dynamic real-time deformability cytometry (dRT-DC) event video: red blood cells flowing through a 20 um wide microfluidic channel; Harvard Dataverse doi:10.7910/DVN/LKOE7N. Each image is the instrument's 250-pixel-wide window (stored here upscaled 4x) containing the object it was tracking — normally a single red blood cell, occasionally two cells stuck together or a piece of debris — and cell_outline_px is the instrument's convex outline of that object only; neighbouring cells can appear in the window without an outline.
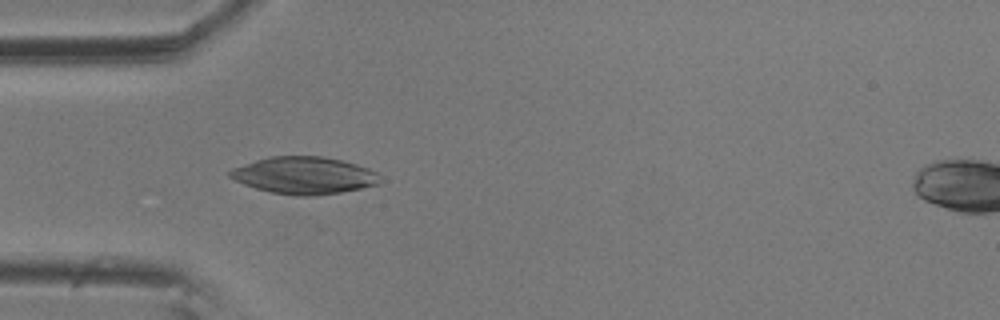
{"species": "common noctule bat (a hibernating species)", "species_latin": "Nyctalus noctula", "temperature_condition": "room temperature", "stored_images_in_passage": 4, "camera_frame_rate_fps": 3000, "um_per_image_px": 0.085, "animal": {"sex": "male", "body_mass_g": 20.5, "forearm_length_mm": 52.5}, "frame": {"image": 1, "passage_image": 4, "time_ms": 1.0, "image_size_px": [1000, 320], "cell_outline_px": [[380, 184], [340, 192], [316, 196], [292, 196], [272, 192], [256, 188], [244, 184], [228, 176], [228, 172], [232, 168], [268, 156], [324, 156], [356, 164], [368, 168], [376, 172]], "centroid_in_image_um": [25.83, 14.91], "position_along_channel_um": 59.2, "area_um2": 32.37}}